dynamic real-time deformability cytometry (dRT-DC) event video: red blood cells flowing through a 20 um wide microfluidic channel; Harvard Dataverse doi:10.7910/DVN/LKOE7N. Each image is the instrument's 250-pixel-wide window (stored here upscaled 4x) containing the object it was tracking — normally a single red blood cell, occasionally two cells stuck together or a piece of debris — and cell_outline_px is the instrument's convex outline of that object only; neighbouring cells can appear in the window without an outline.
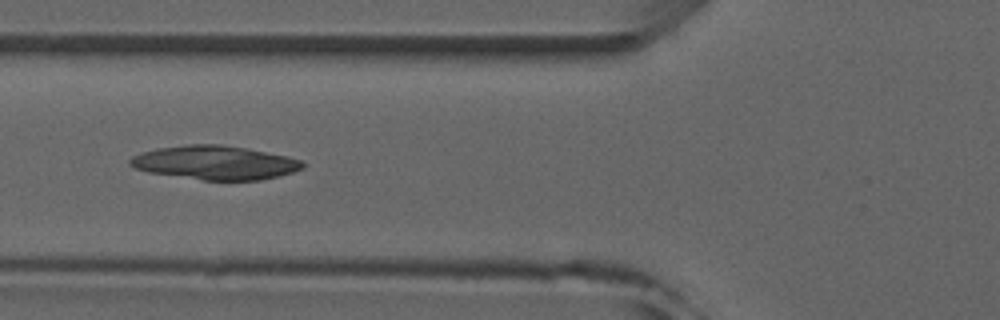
{"species": "common noctule bat (a hibernating species)", "species_latin": "Nyctalus noctula", "temperature_condition": "room temperature", "stored_images_in_passage": 6, "camera_frame_rate_fps": 3000, "um_per_image_px": 0.085, "animal": {"sex": "male", "forearm_length_mm": 52.5}, "frame": {"image": 1, "passage_image": 6, "time_ms": 5.667, "image_size_px": [1000, 320], "cell_outline_px": [[304, 168], [292, 172], [260, 180], [204, 180], [148, 172], [136, 168], [128, 164], [128, 160], [132, 156], [156, 148], [188, 144], [220, 144], [248, 148], [288, 156], [300, 160], [304, 164]], "centroid_in_image_um": [18.27, 13.81], "position_along_channel_um": 107.5, "area_um2": 33.99}}